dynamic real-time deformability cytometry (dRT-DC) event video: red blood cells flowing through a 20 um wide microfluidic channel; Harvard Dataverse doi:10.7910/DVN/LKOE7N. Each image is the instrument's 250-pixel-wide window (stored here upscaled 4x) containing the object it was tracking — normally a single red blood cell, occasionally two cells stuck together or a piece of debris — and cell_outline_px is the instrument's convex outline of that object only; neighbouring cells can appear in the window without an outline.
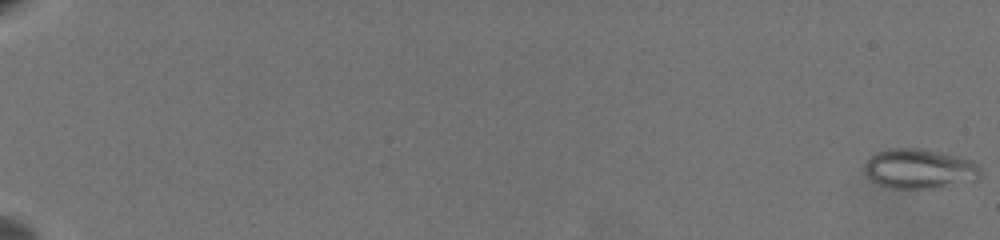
{"species": "common noctule bat (a hibernating species)", "species_latin": "Nyctalus noctula", "temperature_condition": "warm", "stored_images_in_passage": 64, "camera_frame_rate_fps": 3000, "um_per_image_px": 0.085, "animal": {"sex": "female", "body_mass_g": 19.5, "forearm_length_mm": 54.1}, "frame": {"image": 1, "passage_image": 1, "time_ms": 0.0, "image_size_px": [1000, 240], "cell_outline_px": [[984, 176], [980, 180], [932, 188], [892, 188], [876, 184], [864, 172], [864, 164], [876, 152], [888, 148], [920, 148], [960, 156], [972, 160], [980, 168]], "centroid_in_image_um": [78.19, 14.34], "position_along_channel_um": 6.8, "area_um2": 27.22}}
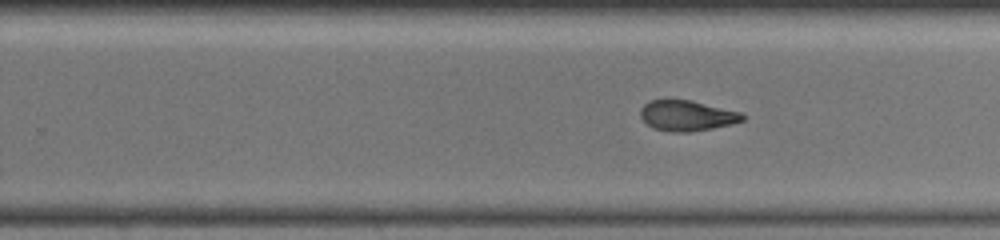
{"frame": {"image": 2, "passage_image": 44, "time_ms": 14.333, "image_size_px": [1000, 240], "cell_outline_px": [[744, 120], [732, 124], [712, 128], [688, 132], [672, 132], [652, 128], [640, 116], [640, 108], [644, 104], [652, 100], [688, 100], [740, 112], [744, 116]], "centroid_in_image_um": [58.36, 9.84], "position_along_channel_um": 271.4, "area_um2": 17.86}}
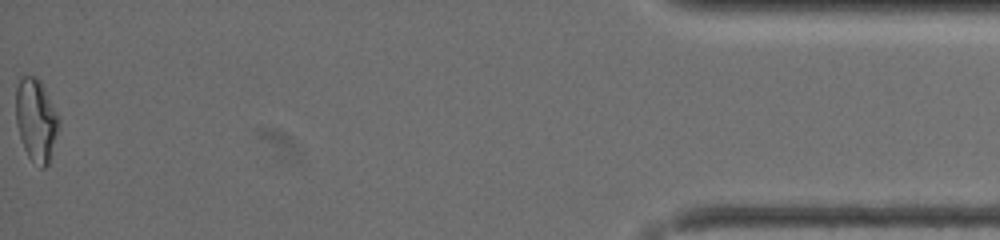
{"frame": {"image": 3, "passage_image": 64, "time_ms": 21.0, "image_size_px": [1000, 240], "cell_outline_px": [[60, 128], [48, 164], [44, 168], [40, 168], [28, 156], [24, 148], [16, 124], [16, 88], [20, 80], [24, 76], [36, 76], [40, 80], [60, 120]], "centroid_in_image_um": [3.08, 10.23], "position_along_channel_um": 432.1, "area_um2": 20.63}, "authors_computed_cell_mechanics": {"area_um2": 19.7387, "velocity_mm_per_s": 3.5719, "shape_relaxation_time_tau1_ms": null, "shape_relaxation_time_tau2_ms": 2.4394, "deformation_change_tau1": null, "deformation_change_tau2": 0.0869}}